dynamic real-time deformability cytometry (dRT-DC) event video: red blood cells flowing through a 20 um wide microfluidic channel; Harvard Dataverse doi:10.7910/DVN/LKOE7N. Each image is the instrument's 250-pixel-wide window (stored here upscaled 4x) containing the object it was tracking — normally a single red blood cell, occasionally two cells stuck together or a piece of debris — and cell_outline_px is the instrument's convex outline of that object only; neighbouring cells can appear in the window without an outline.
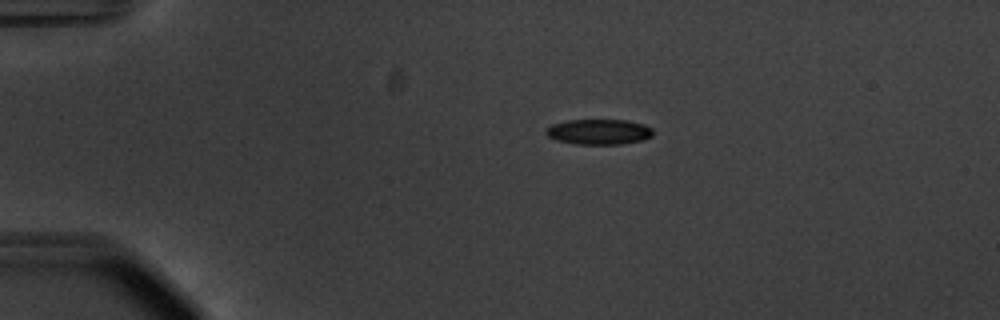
{"species": "common noctule bat (a hibernating species)", "species_latin": "Nyctalus noctula", "temperature_condition": "warm", "stored_images_in_passage": 44, "camera_frame_rate_fps": 3000, "um_per_image_px": 0.085, "animal": {"sex": "male", "body_mass_g": 20.1, "forearm_length_mm": 53.5}, "frame": {"image": 1, "passage_image": 1, "time_ms": 0.0, "image_size_px": [1000, 320], "cell_outline_px": [[652, 136], [640, 140], [620, 144], [572, 144], [556, 140], [548, 136], [544, 132], [544, 128], [552, 124], [568, 120], [624, 120], [644, 124], [652, 128]], "centroid_in_image_um": [50.84, 11.2], "position_along_channel_um": 34.2, "area_um2": 15.84}}
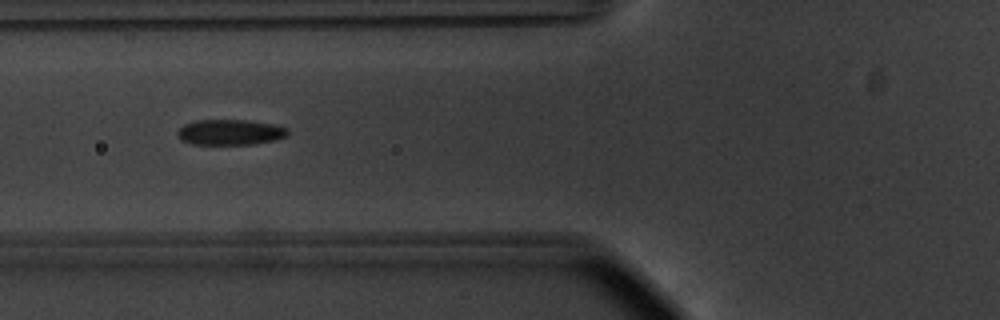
{"frame": {"image": 2, "passage_image": 11, "time_ms": 3.333, "image_size_px": [1000, 320], "cell_outline_px": [[288, 136], [276, 140], [252, 144], [192, 144], [180, 140], [176, 132], [184, 124], [196, 120], [244, 120], [272, 124], [288, 128]], "centroid_in_image_um": [19.55, 11.24], "position_along_channel_um": 106.2, "area_um2": 16.42}}
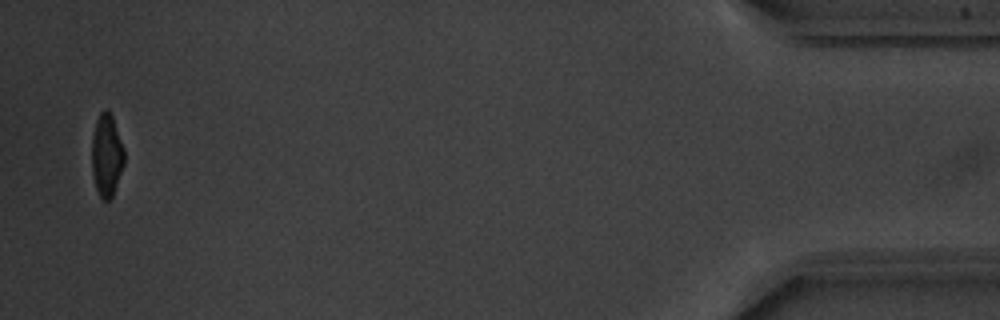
{"frame": {"image": 3, "passage_image": 43, "time_ms": 14.0, "image_size_px": [1000, 320], "cell_outline_px": [[124, 164], [112, 196], [108, 200], [104, 200], [100, 196], [96, 188], [92, 172], [92, 136], [96, 120], [100, 112], [104, 108], [108, 108], [112, 116], [124, 148]], "centroid_in_image_um": [9.06, 13.15], "position_along_channel_um": 426.1, "area_um2": 15.55}, "authors_computed_cell_mechanics": {"area_um2": 16.4152, "velocity_mm_per_s": 3.737, "shape_relaxation_time_tau1_ms": 2.4204, "shape_relaxation_time_tau2_ms": 1.7551, "deformation_change_tau1": 0.1353, "deformation_change_tau2": 0.0556}}